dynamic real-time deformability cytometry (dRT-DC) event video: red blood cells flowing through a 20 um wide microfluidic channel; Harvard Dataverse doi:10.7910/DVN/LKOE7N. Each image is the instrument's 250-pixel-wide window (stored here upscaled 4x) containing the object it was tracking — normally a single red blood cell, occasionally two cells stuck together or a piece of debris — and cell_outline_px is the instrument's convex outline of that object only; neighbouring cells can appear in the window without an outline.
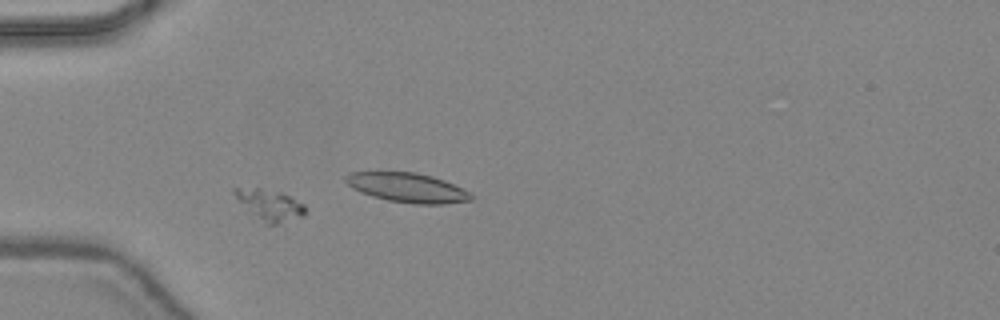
{"species": "common noctule bat (a hibernating species)", "species_latin": "Nyctalus noctula", "temperature_condition": "warm", "stored_images_in_passage": 47, "camera_frame_rate_fps": 3000, "um_per_image_px": 0.085, "animal": {"sex": "female", "body_mass_g": 24.6, "forearm_length_mm": 56.2}, "frame": {"image": 1, "passage_image": 14, "time_ms": 4.333, "image_size_px": [1000, 320], "cell_outline_px": [[308, 208], [304, 216], [276, 224], [264, 224], [232, 192], [232, 188], [260, 188], [280, 192], [304, 204]], "centroid_in_image_um": [23.0, 17.42], "position_along_channel_um": 62.0, "area_um2": 12.37}}
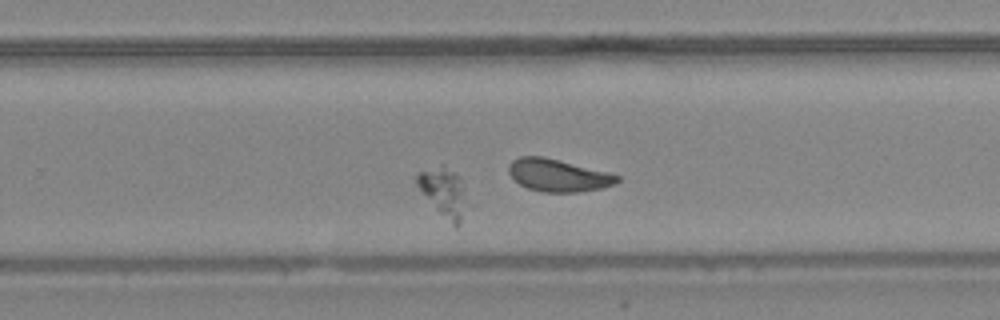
{"frame": {"image": 2, "passage_image": 31, "time_ms": 10.0, "image_size_px": [1000, 320], "cell_outline_px": [[476, 204], [460, 224], [456, 228], [436, 208], [416, 184], [416, 176], [420, 172], [444, 164], [456, 172]], "centroid_in_image_um": [37.94, 16.4], "position_along_channel_um": 291.9, "area_um2": 15.2}}
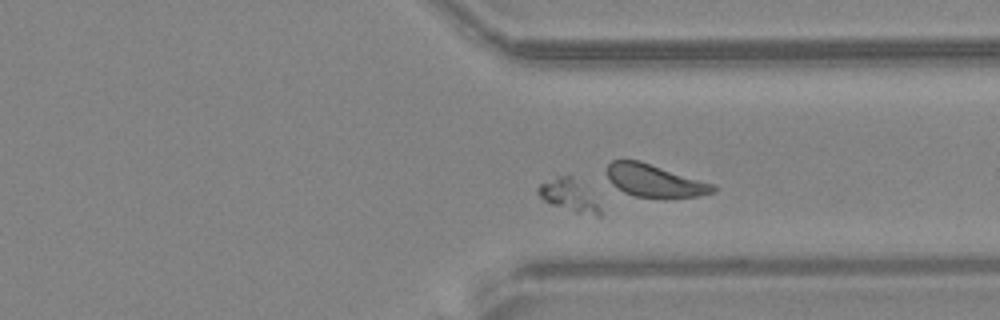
{"frame": {"image": 3, "passage_image": 36, "time_ms": 11.667, "image_size_px": [1000, 320], "cell_outline_px": [[600, 216], [596, 216], [576, 212], [552, 204], [544, 200], [536, 192], [536, 188], [540, 184], [556, 176], [568, 172], [572, 176], [600, 208]], "centroid_in_image_um": [48.27, 16.57], "position_along_channel_um": 363.1, "area_um2": 11.1}}